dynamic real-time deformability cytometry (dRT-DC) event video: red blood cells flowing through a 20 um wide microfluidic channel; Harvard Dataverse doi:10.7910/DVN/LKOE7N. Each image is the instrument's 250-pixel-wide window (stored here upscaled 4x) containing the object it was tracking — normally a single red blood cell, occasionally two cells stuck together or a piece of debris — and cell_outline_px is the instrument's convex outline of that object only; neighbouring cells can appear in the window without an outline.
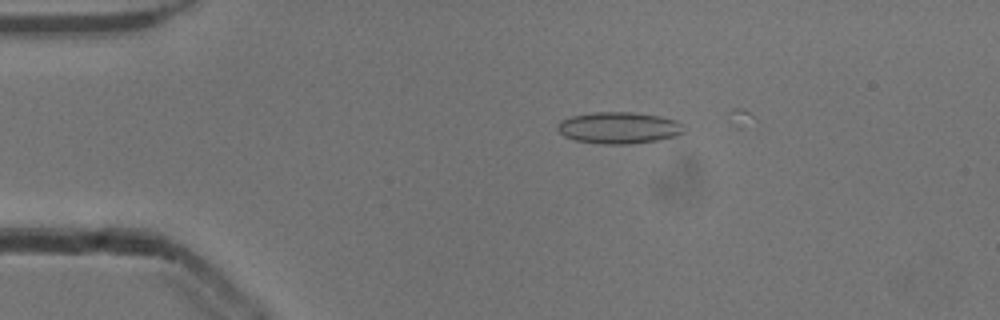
{"species": "common noctule bat (a hibernating species)", "species_latin": "Nyctalus noctula", "temperature_condition": "cold", "stored_images_in_passage": 12, "camera_frame_rate_fps": 3000, "um_per_image_px": 0.085, "animal": {"sex": "male", "body_mass_g": 13.3}, "frame": {"image": 1, "passage_image": 9, "time_ms": 2.667, "image_size_px": [1000, 320], "cell_outline_px": [[684, 132], [676, 136], [656, 140], [628, 144], [600, 144], [576, 140], [564, 136], [556, 128], [556, 124], [560, 120], [572, 116], [592, 112], [632, 112], [660, 116], [676, 120], [684, 124]], "centroid_in_image_um": [52.6, 10.86], "position_along_channel_um": 32.4, "area_um2": 23.41}}